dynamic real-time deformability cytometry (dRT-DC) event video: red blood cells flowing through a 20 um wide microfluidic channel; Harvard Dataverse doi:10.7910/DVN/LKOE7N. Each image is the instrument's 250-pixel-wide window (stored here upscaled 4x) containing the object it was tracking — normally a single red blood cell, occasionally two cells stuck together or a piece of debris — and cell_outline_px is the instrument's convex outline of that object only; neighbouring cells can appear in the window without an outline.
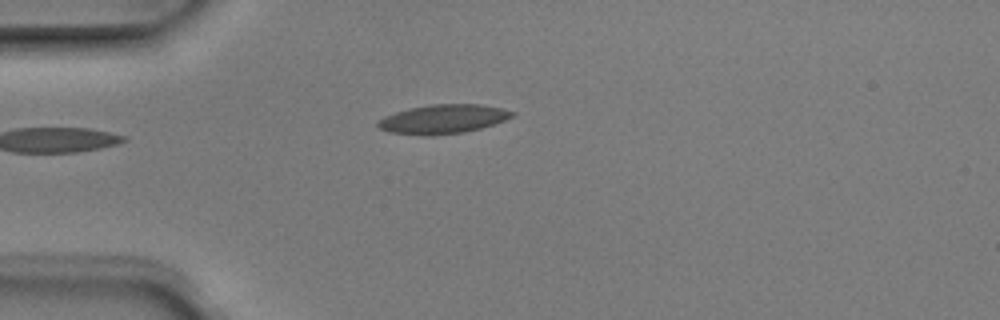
{"species": "Egyptian fruit bat (a non-hibernating species)", "species_latin": "Rousettus aegyptiacus", "temperature_condition": "room temperature", "stored_images_in_passage": 2, "camera_frame_rate_fps": 3000, "um_per_image_px": 0.085, "animal": {"sex": "male"}, "frame": {"image": 1, "passage_image": 1, "time_ms": 0.0, "image_size_px": [1000, 320], "cell_outline_px": [[516, 112], [512, 116], [504, 120], [480, 128], [464, 132], [432, 136], [428, 136], [388, 132], [380, 128], [376, 124], [384, 116], [408, 108], [428, 104], [480, 104], [500, 108]], "centroid_in_image_um": [37.62, 10.12], "position_along_channel_um": 47.4, "area_um2": 22.66}}